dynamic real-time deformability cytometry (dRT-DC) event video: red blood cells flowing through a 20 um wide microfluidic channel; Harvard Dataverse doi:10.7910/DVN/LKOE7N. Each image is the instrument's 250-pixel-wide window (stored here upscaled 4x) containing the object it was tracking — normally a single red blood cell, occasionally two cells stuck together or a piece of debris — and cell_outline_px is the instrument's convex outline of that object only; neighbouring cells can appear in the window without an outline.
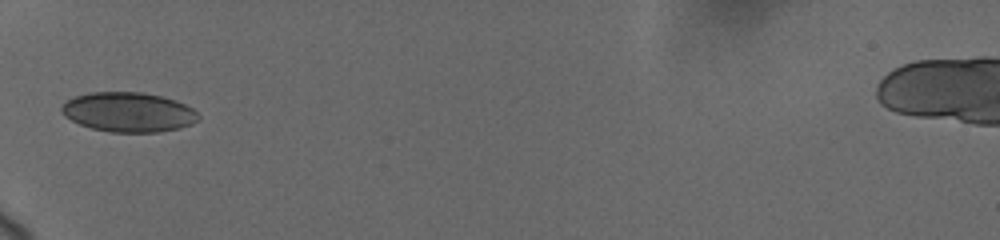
{"species": "human", "species_latin": "Homo sapiens", "temperature_condition": "cold", "stored_images_in_passage": 2, "camera_frame_rate_fps": 3000, "um_per_image_px": 0.085, "donor": {"sex": "female"}, "frame": {"image": 1, "passage_image": 1, "time_ms": 0.0, "image_size_px": [1000, 240], "cell_outline_px": [[200, 120], [192, 124], [180, 128], [160, 132], [108, 132], [92, 128], [80, 124], [64, 116], [60, 108], [68, 100], [76, 96], [92, 92], [140, 92], [160, 96], [176, 100], [192, 108], [200, 116]], "centroid_in_image_um": [10.95, 9.54], "position_along_channel_um": 74.1, "area_um2": 31.56}}